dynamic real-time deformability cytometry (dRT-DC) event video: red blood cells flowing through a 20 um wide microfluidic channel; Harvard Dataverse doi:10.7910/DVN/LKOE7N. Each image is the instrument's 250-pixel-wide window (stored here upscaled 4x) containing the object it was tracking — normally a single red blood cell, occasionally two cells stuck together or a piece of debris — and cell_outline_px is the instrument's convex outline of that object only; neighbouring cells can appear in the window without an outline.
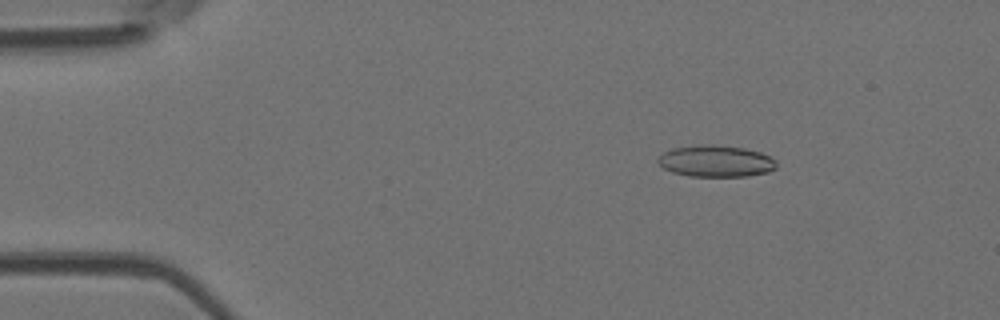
{"species": "Egyptian fruit bat (a non-hibernating species)", "species_latin": "Rousettus aegyptiacus", "temperature_condition": "room temperature", "stored_images_in_passage": 49, "camera_frame_rate_fps": 3000, "um_per_image_px": 0.085, "animal": {"sex": "female"}, "frame": {"image": 1, "passage_image": 5, "time_ms": 1.333, "image_size_px": [1000, 320], "cell_outline_px": [[776, 168], [768, 172], [748, 176], [688, 176], [672, 172], [664, 168], [656, 160], [664, 152], [672, 148], [708, 144], [712, 144], [744, 148], [760, 152], [776, 160]], "centroid_in_image_um": [60.85, 13.7], "position_along_channel_um": 24.1, "area_um2": 21.73}}
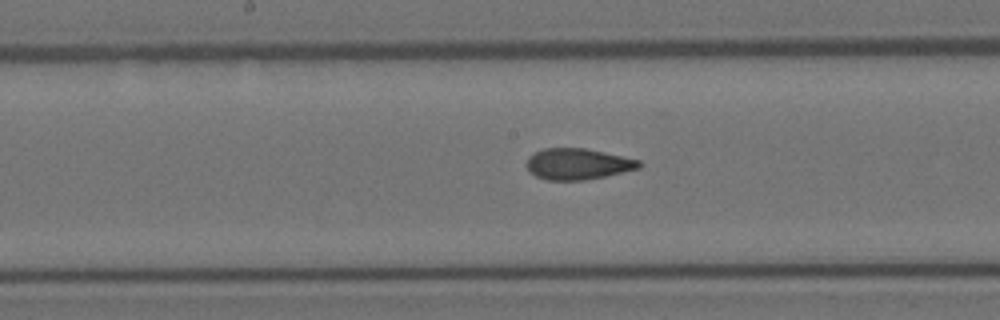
{"frame": {"image": 2, "passage_image": 24, "time_ms": 7.667, "image_size_px": [1000, 320], "cell_outline_px": [[640, 168], [604, 176], [584, 180], [548, 180], [536, 176], [528, 168], [528, 156], [544, 148], [584, 148], [604, 152], [640, 160]], "centroid_in_image_um": [49.12, 13.93], "position_along_channel_um": 199.1, "area_um2": 20.06}}
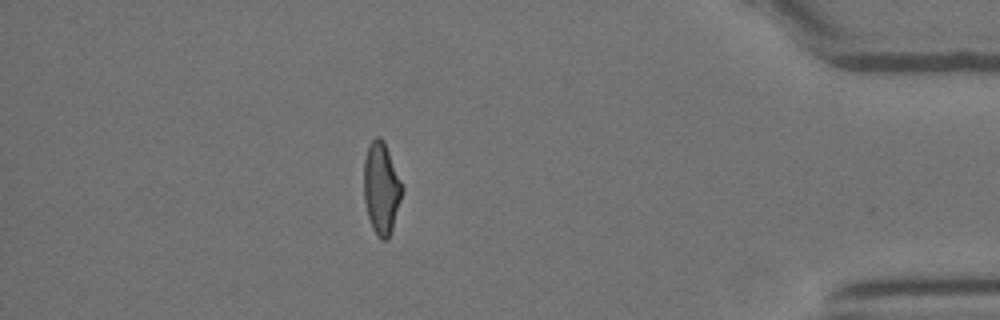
{"frame": {"image": 3, "passage_image": 43, "time_ms": 14.0, "image_size_px": [1000, 320], "cell_outline_px": [[404, 188], [392, 228], [388, 240], [380, 240], [372, 228], [368, 216], [364, 200], [364, 160], [368, 144], [376, 136], [380, 136], [384, 140], [404, 184]], "centroid_in_image_um": [32.43, 15.96], "position_along_channel_um": 402.8, "area_um2": 20.81}, "authors_computed_cell_mechanics": {"area_um2": 20.808, "velocity_mm_per_s": 3.8922, "shape_relaxation_time_tau1_ms": 8.1835, "shape_relaxation_time_tau2_ms": 1.3368, "deformation_change_tau1": 0.2087, "deformation_change_tau2": 0.0785}}